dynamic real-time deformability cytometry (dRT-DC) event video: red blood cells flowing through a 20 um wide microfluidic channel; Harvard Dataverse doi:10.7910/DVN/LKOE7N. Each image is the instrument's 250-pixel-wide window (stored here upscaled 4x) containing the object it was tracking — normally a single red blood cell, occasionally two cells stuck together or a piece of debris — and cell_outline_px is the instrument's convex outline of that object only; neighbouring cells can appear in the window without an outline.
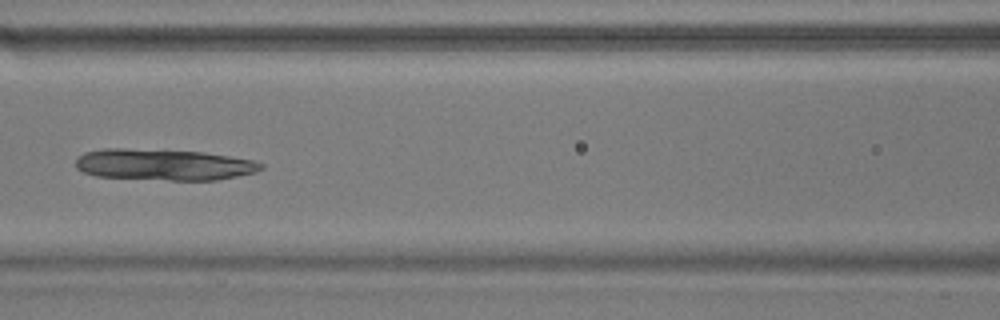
{"species": "common noctule bat (a hibernating species)", "species_latin": "Nyctalus noctula", "temperature_condition": "warm", "stored_images_in_passage": 38, "camera_frame_rate_fps": 3000, "um_per_image_px": 0.085, "animal": {"sex": "male", "body_mass_g": 17.9}, "frame": {"image": 1, "passage_image": 8, "time_ms": 2.333, "image_size_px": [1000, 320], "cell_outline_px": [[264, 168], [256, 172], [216, 180], [168, 180], [96, 176], [84, 172], [76, 168], [76, 160], [84, 152], [104, 148], [124, 148], [204, 152], [252, 160], [264, 164]], "centroid_in_image_um": [13.91, 13.99], "position_along_channel_um": 152.7, "area_um2": 33.7}}